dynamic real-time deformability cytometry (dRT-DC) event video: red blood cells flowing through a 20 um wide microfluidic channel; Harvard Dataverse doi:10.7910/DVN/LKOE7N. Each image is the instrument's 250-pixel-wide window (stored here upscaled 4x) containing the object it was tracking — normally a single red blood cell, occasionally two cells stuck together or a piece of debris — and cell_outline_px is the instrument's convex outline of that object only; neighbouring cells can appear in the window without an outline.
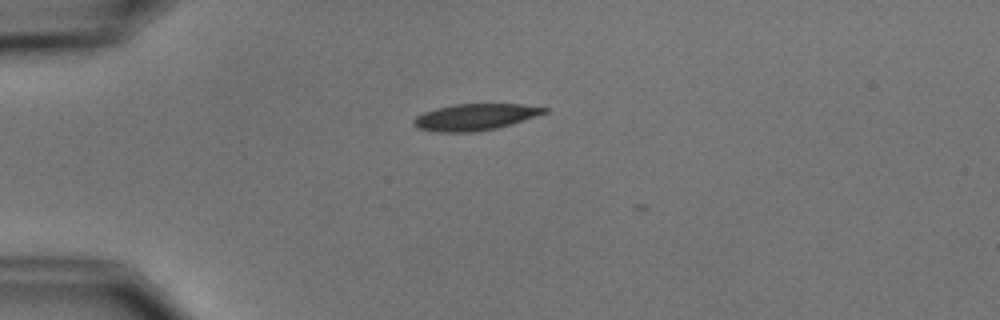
{"species": "common noctule bat (a hibernating species)", "species_latin": "Nyctalus noctula", "temperature_condition": "cold", "stored_images_in_passage": 2, "camera_frame_rate_fps": 3000, "um_per_image_px": 0.085, "animal": {"sex": "male", "body_mass_g": 15.6}, "frame": {"image": 1, "passage_image": 1, "time_ms": 0.0, "image_size_px": [1000, 320], "cell_outline_px": [[548, 112], [512, 124], [496, 128], [472, 132], [436, 132], [416, 128], [412, 124], [412, 120], [416, 116], [424, 112], [436, 108], [456, 104], [520, 104], [548, 108]], "centroid_in_image_um": [40.34, 9.95], "position_along_channel_um": 44.7, "area_um2": 20.17}}